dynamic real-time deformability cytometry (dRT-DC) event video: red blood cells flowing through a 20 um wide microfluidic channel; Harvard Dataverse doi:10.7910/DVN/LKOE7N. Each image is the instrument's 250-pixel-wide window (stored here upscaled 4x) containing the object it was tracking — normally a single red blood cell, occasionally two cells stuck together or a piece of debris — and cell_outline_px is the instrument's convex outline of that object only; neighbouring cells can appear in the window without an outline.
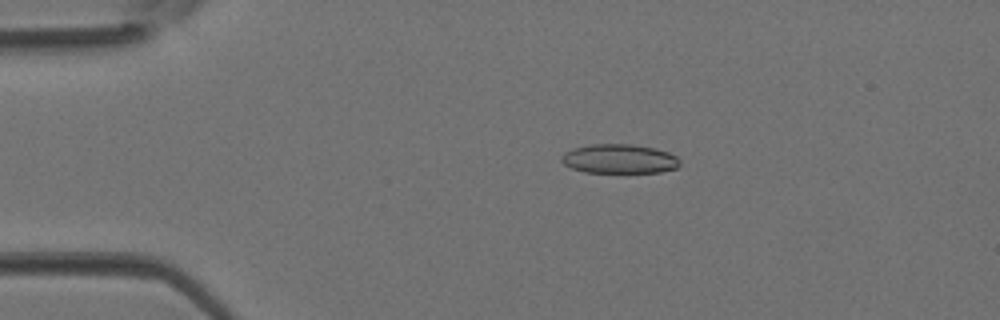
{"species": "Egyptian fruit bat (a non-hibernating species)", "species_latin": "Rousettus aegyptiacus", "temperature_condition": "room temperature", "stored_images_in_passage": 4, "camera_frame_rate_fps": 3000, "um_per_image_px": 0.085, "animal": {"sex": "female"}, "frame": {"image": 1, "passage_image": 3, "time_ms": 0.667, "image_size_px": [1000, 320], "cell_outline_px": [[680, 164], [676, 168], [660, 172], [584, 172], [572, 168], [564, 164], [560, 160], [560, 156], [564, 152], [572, 148], [592, 144], [632, 144], [656, 148], [668, 152], [676, 156], [680, 160]], "centroid_in_image_um": [52.63, 13.49], "position_along_channel_um": 32.4, "area_um2": 20.29}}